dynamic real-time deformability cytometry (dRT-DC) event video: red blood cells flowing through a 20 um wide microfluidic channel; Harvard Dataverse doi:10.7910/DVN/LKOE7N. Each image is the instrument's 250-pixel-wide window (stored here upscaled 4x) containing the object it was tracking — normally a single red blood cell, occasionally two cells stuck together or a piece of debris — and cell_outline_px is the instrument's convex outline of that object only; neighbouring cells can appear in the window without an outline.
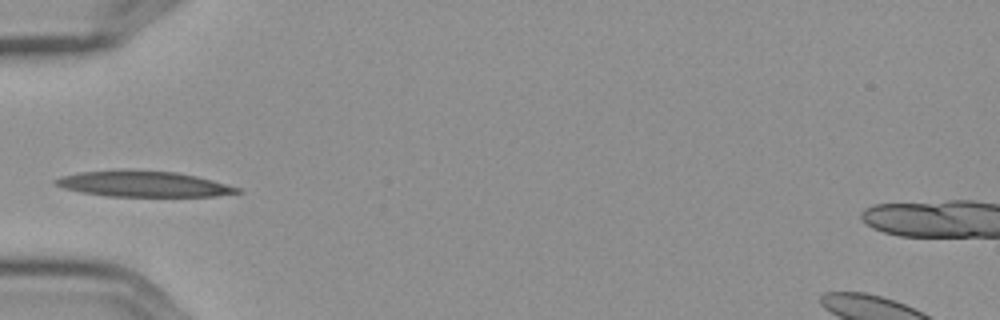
{"species": "Egyptian fruit bat (a non-hibernating species)", "species_latin": "Rousettus aegyptiacus", "temperature_condition": "cold", "stored_images_in_passage": 7, "camera_frame_rate_fps": 3000, "um_per_image_px": 0.085, "frame": {"image": 1, "passage_image": 5, "time_ms": 1.333, "image_size_px": [1000, 320], "cell_outline_px": [[244, 192], [216, 196], [108, 196], [80, 192], [64, 188], [56, 184], [52, 180], [60, 176], [80, 172], [176, 172], [196, 176], [212, 180], [240, 188]], "centroid_in_image_um": [12.23, 15.67], "position_along_channel_um": 72.8, "area_um2": 26.24}}
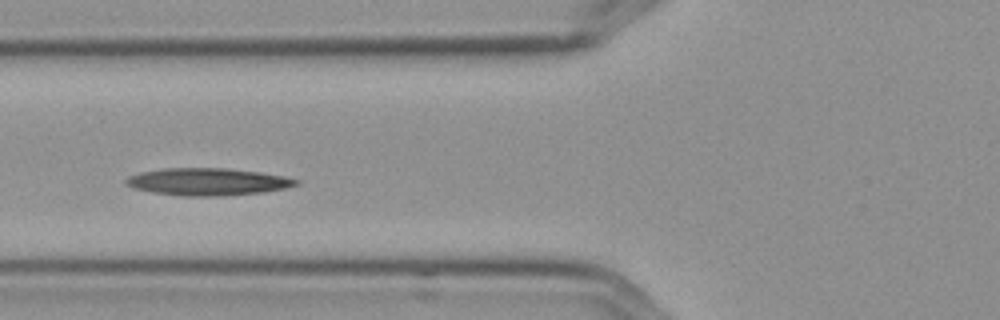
{"frame": {"image": 2, "passage_image": 6, "time_ms": 1.667, "image_size_px": [1000, 320], "cell_outline_px": [[300, 184], [284, 188], [264, 192], [224, 196], [180, 196], [152, 192], [132, 188], [124, 184], [124, 180], [128, 176], [140, 172], [160, 168], [224, 168], [260, 172], [284, 176], [300, 180]], "centroid_in_image_um": [17.62, 15.45], "position_along_channel_um": 108.2, "area_um2": 27.34}}
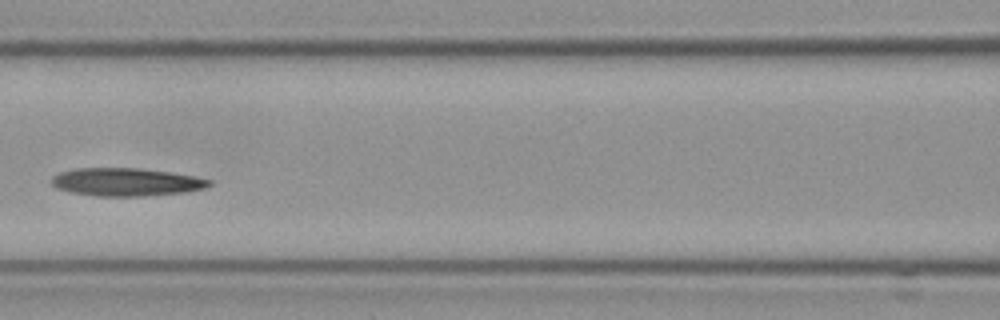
{"frame": {"image": 3, "passage_image": 7, "time_ms": 2.0, "image_size_px": [1000, 320], "cell_outline_px": [[212, 184], [204, 188], [184, 192], [144, 196], [96, 196], [72, 192], [56, 188], [52, 184], [52, 176], [60, 172], [76, 168], [140, 168], [168, 172], [192, 176], [212, 180]], "centroid_in_image_um": [10.7, 15.47], "position_along_channel_um": 155.9, "area_um2": 25.55}}